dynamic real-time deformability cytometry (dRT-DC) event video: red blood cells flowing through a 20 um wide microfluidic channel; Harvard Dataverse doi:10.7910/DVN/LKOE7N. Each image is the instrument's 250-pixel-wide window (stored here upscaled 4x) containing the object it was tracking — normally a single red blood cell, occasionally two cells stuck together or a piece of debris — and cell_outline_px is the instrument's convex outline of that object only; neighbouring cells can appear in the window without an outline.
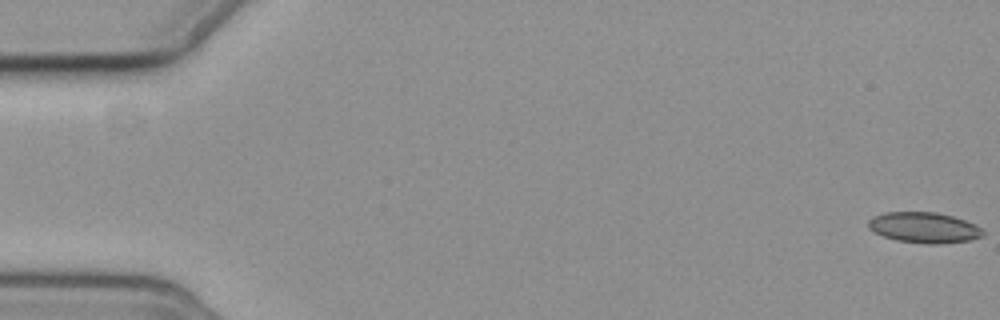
{"species": "common noctule bat (a hibernating species)", "species_latin": "Nyctalus noctula", "temperature_condition": "cold", "stored_images_in_passage": 5, "camera_frame_rate_fps": 3000, "um_per_image_px": 0.085, "animal": {"sex": "female", "body_mass_g": 19.3, "forearm_length_mm": 54.1}, "frame": {"image": 1, "passage_image": 1, "time_ms": 0.0, "image_size_px": [1000, 320], "cell_outline_px": [[984, 236], [968, 240], [936, 244], [928, 244], [900, 240], [884, 236], [868, 228], [868, 220], [872, 216], [884, 212], [936, 212], [952, 216], [976, 224], [984, 232]], "centroid_in_image_um": [78.54, 19.33], "position_along_channel_um": 6.5, "area_um2": 20.29}}
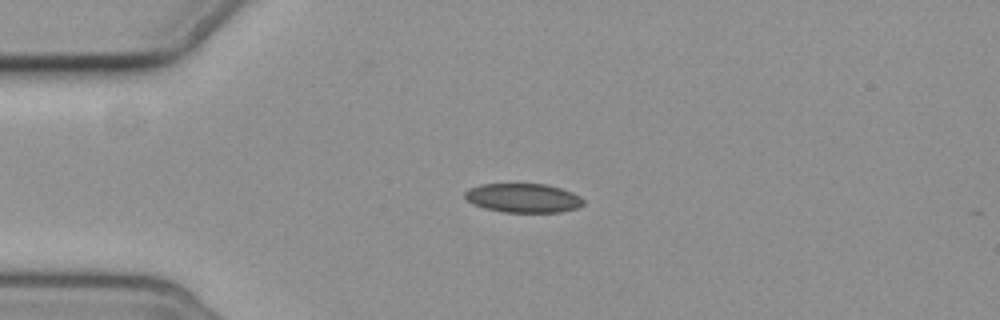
{"frame": {"image": 2, "passage_image": 4, "time_ms": 4.667, "image_size_px": [1000, 320], "cell_outline_px": [[584, 204], [580, 208], [560, 212], [500, 212], [484, 208], [472, 204], [464, 196], [464, 192], [468, 188], [480, 184], [544, 184], [560, 188], [572, 192], [580, 196], [584, 200]], "centroid_in_image_um": [44.47, 16.83], "position_along_channel_um": 40.5, "area_um2": 20.29}}